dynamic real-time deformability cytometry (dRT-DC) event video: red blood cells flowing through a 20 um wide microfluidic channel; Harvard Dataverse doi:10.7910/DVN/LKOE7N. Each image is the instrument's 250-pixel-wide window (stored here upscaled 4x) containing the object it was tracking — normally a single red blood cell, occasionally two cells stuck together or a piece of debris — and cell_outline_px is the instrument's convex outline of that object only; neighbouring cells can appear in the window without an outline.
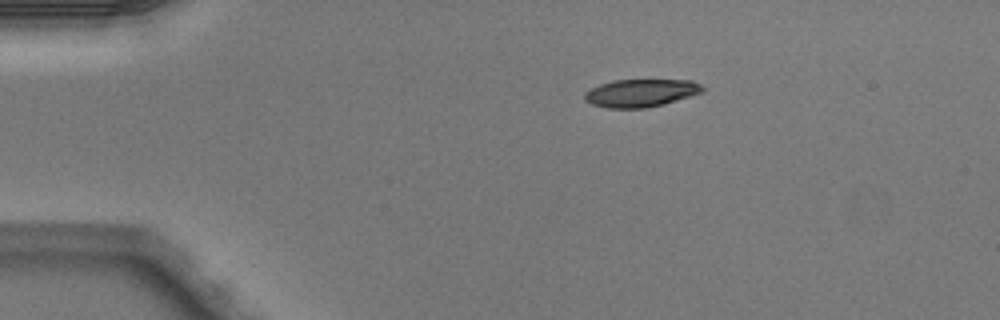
{"species": "Egyptian fruit bat (a non-hibernating species)", "species_latin": "Rousettus aegyptiacus", "temperature_condition": "warm", "stored_images_in_passage": 3, "camera_frame_rate_fps": 3000, "um_per_image_px": 0.085, "animal": {"sex": "male"}, "frame": {"image": 1, "passage_image": 1, "time_ms": 0.0, "image_size_px": [1000, 320], "cell_outline_px": [[704, 92], [664, 104], [644, 108], [608, 108], [592, 104], [584, 100], [584, 92], [600, 84], [612, 80], [692, 80], [700, 84], [704, 88]], "centroid_in_image_um": [54.47, 7.9], "position_along_channel_um": 30.5, "area_um2": 19.13}}